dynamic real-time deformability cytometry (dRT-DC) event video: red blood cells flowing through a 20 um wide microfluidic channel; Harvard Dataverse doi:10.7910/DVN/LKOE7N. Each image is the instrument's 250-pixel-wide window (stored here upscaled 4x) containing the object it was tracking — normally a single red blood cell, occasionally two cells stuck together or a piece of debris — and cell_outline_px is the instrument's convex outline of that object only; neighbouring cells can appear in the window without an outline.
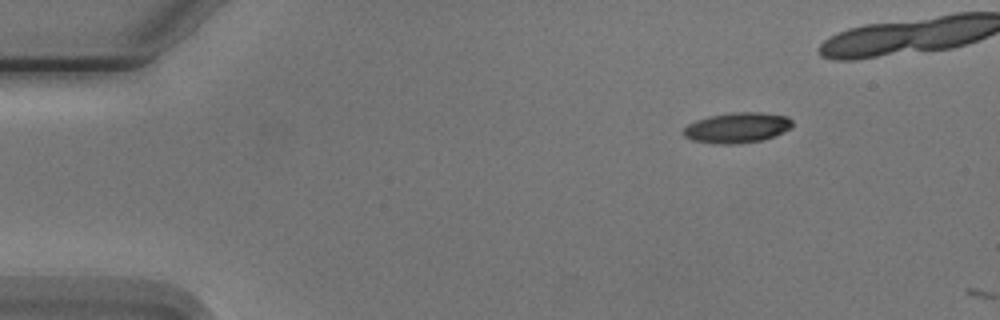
{"species": "Egyptian fruit bat (a non-hibernating species)", "species_latin": "Rousettus aegyptiacus", "temperature_condition": "cold", "stored_images_in_passage": 2, "camera_frame_rate_fps": 3000, "um_per_image_px": 0.085, "animal": {"sex": "male"}, "frame": {"image": 1, "passage_image": 1, "time_ms": 0.0, "image_size_px": [1000, 320], "cell_outline_px": [[792, 128], [764, 140], [736, 144], [716, 144], [692, 140], [684, 136], [684, 128], [688, 124], [696, 120], [708, 116], [732, 112], [760, 112], [788, 116], [792, 120]], "centroid_in_image_um": [62.67, 10.85], "position_along_channel_um": 22.3, "area_um2": 19.42}}